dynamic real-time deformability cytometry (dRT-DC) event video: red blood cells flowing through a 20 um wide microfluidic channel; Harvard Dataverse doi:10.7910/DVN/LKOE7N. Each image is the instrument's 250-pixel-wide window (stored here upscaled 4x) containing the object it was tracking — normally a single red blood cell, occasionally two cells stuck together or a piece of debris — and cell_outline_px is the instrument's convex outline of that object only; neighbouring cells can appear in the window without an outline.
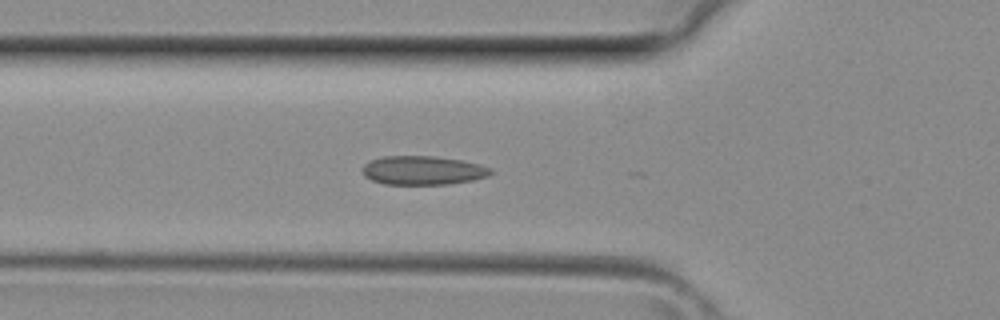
{"species": "common noctule bat (a hibernating species)", "species_latin": "Nyctalus noctula", "temperature_condition": "room temperature", "stored_images_in_passage": 19, "camera_frame_rate_fps": 3000, "um_per_image_px": 0.085, "animal": {"sex": "female", "body_mass_g": 29.2, "forearm_length_mm": 56.3}, "frame": {"image": 1, "passage_image": 13, "time_ms": 4.0, "image_size_px": [1000, 320], "cell_outline_px": [[492, 172], [488, 176], [472, 180], [444, 184], [384, 184], [372, 180], [364, 176], [360, 168], [364, 164], [372, 160], [384, 156], [436, 156], [464, 160], [480, 164], [492, 168]], "centroid_in_image_um": [35.94, 14.47], "position_along_channel_um": 89.9, "area_um2": 21.68}}
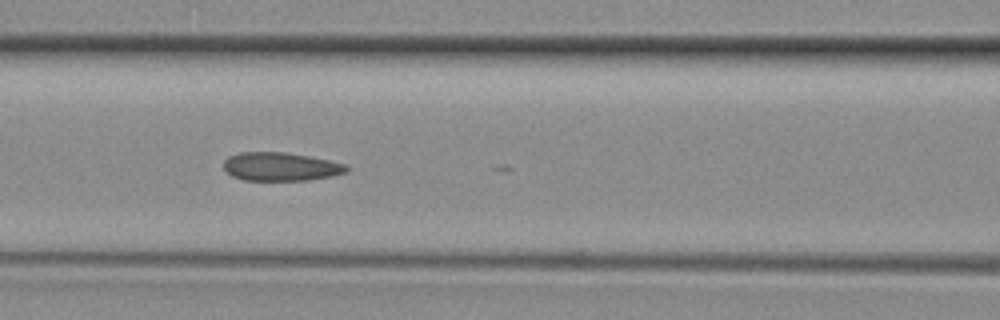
{"frame": {"image": 2, "passage_image": 16, "time_ms": 5.0, "image_size_px": [1000, 320], "cell_outline_px": [[348, 172], [332, 176], [308, 180], [244, 180], [232, 176], [224, 168], [224, 160], [228, 156], [240, 152], [284, 152], [308, 156], [348, 164]], "centroid_in_image_um": [23.87, 14.16], "position_along_channel_um": 142.7, "area_um2": 20.4}}
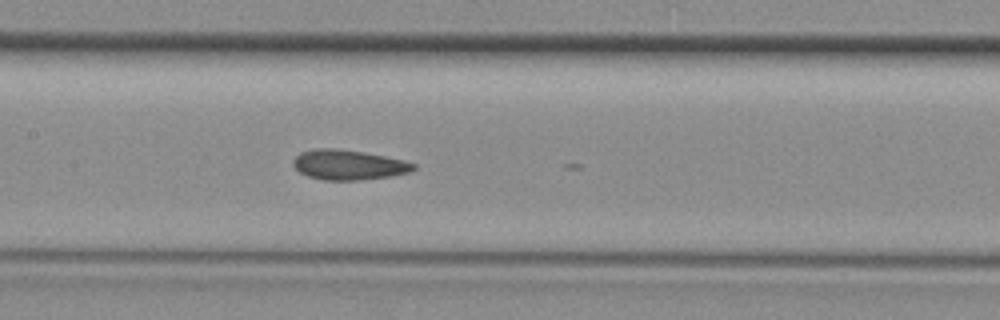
{"frame": {"image": 3, "passage_image": 18, "time_ms": 5.667, "image_size_px": [1000, 320], "cell_outline_px": [[416, 168], [408, 172], [392, 176], [360, 180], [324, 180], [308, 176], [300, 172], [292, 164], [292, 160], [300, 152], [316, 148], [336, 148], [364, 152], [404, 160], [416, 164]], "centroid_in_image_um": [29.61, 14.0], "position_along_channel_um": 177.8, "area_um2": 21.04}}